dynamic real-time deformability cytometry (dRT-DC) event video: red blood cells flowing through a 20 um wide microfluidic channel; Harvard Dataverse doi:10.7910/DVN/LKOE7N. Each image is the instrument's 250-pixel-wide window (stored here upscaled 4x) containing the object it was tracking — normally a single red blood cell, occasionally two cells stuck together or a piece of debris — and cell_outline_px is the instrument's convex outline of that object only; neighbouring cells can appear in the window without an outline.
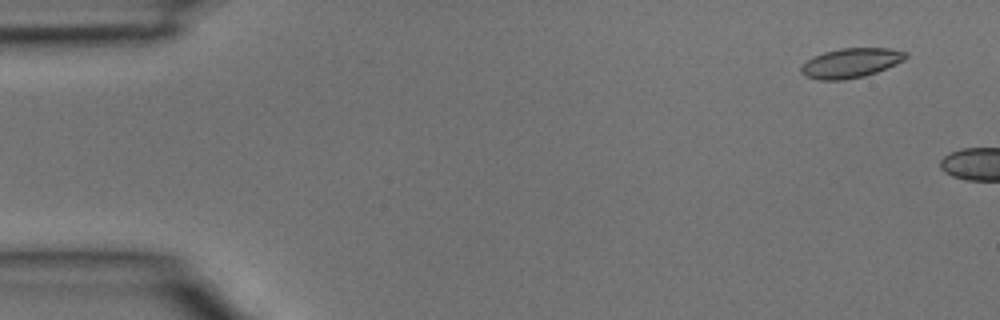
{"species": "common noctule bat (a hibernating species)", "species_latin": "Nyctalus noctula", "temperature_condition": "room temperature", "stored_images_in_passage": 2, "camera_frame_rate_fps": 3000, "um_per_image_px": 0.085, "animal": {"sex": "male", "body_mass_g": 15.6}, "frame": {"image": 1, "passage_image": 1, "time_ms": 0.0, "image_size_px": [1000, 320], "cell_outline_px": [[908, 56], [904, 60], [896, 64], [876, 72], [864, 76], [844, 80], [816, 80], [804, 76], [800, 72], [800, 68], [812, 56], [824, 52], [840, 48], [888, 48], [908, 52]], "centroid_in_image_um": [72.31, 5.35], "position_along_channel_um": 12.7, "area_um2": 18.15}}